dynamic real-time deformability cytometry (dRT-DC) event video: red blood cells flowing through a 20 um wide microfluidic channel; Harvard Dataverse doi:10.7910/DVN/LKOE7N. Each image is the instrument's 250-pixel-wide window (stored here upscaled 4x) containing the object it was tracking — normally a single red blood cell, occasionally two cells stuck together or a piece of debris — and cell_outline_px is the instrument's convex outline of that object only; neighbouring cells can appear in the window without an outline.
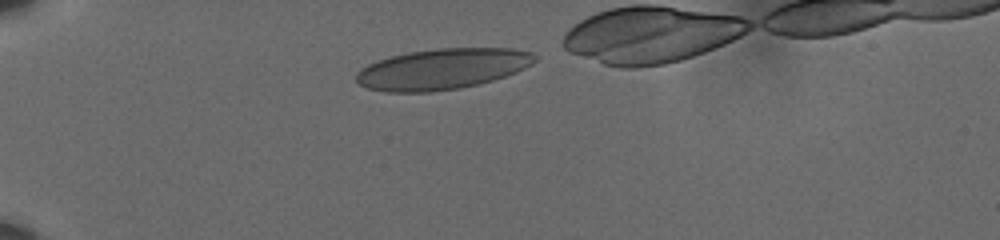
{"species": "human", "species_latin": "Homo sapiens", "temperature_condition": "cold", "stored_images_in_passage": 38, "camera_frame_rate_fps": 3000, "um_per_image_px": 0.085, "donor": {"sex": "male"}, "frame": {"image": 1, "passage_image": 1, "time_ms": 0.0, "image_size_px": [1000, 240], "cell_outline_px": [[540, 56], [532, 64], [516, 72], [492, 80], [460, 88], [432, 92], [388, 92], [368, 88], [360, 84], [356, 80], [356, 72], [368, 64], [392, 56], [408, 52], [436, 48], [512, 48], [532, 52]], "centroid_in_image_um": [37.62, 5.85], "position_along_channel_um": 47.4, "area_um2": 42.37}}
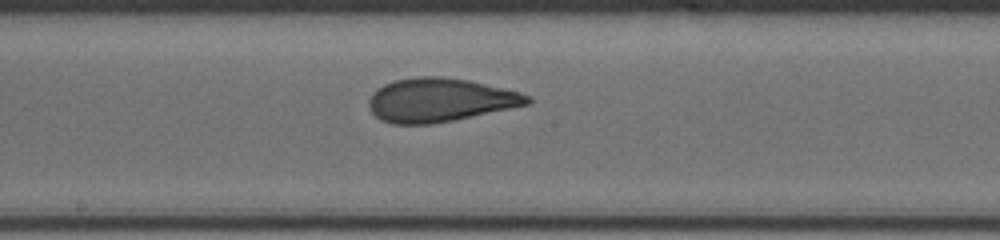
{"frame": {"image": 2, "passage_image": 18, "time_ms": 5.667, "image_size_px": [1000, 240], "cell_outline_px": [[532, 104], [432, 124], [392, 124], [380, 120], [372, 112], [368, 104], [368, 100], [372, 92], [376, 88], [384, 84], [396, 80], [420, 76], [440, 76], [468, 80], [504, 88], [520, 92], [532, 96]], "centroid_in_image_um": [37.39, 8.5], "position_along_channel_um": 210.8, "area_um2": 40.46}}
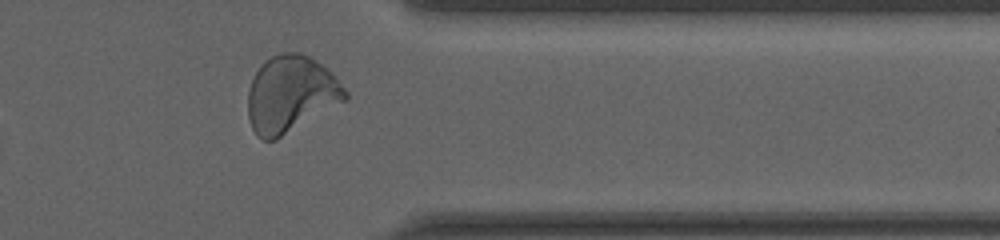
{"frame": {"image": 3, "passage_image": 33, "time_ms": 10.667, "image_size_px": [1000, 240], "cell_outline_px": [[348, 96], [344, 100], [276, 140], [264, 140], [256, 136], [252, 128], [248, 116], [248, 92], [252, 80], [256, 72], [272, 56], [280, 52], [300, 52], [316, 60], [348, 92]], "centroid_in_image_um": [24.67, 8.02], "position_along_channel_um": 386.7, "area_um2": 42.48}}